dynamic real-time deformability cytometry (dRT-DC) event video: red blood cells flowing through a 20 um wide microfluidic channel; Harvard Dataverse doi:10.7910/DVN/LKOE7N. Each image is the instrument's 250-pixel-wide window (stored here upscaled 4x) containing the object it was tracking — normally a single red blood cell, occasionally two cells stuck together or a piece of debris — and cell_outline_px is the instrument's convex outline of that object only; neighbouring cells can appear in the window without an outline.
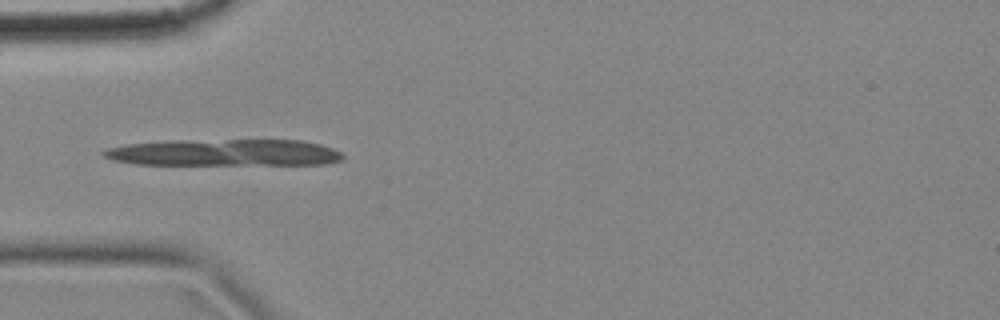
{"species": "common noctule bat (a hibernating species)", "species_latin": "Nyctalus noctula", "temperature_condition": "cold", "stored_images_in_passage": 10, "camera_frame_rate_fps": 3000, "um_per_image_px": 0.085, "animal": {"sex": "female", "body_mass_g": 18.4}, "frame": {"image": 1, "passage_image": 4, "time_ms": 1.0, "image_size_px": [1000, 320], "cell_outline_px": [[344, 160], [324, 164], [136, 164], [112, 160], [104, 156], [100, 152], [108, 148], [128, 144], [172, 140], [304, 140], [320, 144], [332, 148], [340, 152], [344, 156]], "centroid_in_image_um": [19.09, 12.97], "position_along_channel_um": 65.9, "area_um2": 37.22}}
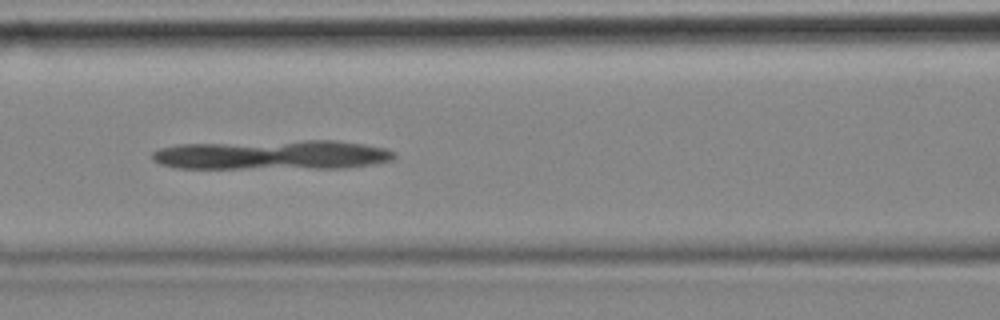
{"frame": {"image": 2, "passage_image": 6, "time_ms": 1.667, "image_size_px": [1000, 320], "cell_outline_px": [[396, 156], [392, 160], [372, 164], [348, 168], [176, 168], [160, 164], [152, 160], [152, 152], [160, 148], [176, 144], [304, 140], [336, 140], [364, 144], [384, 148], [396, 152]], "centroid_in_image_um": [23.15, 13.16], "position_along_channel_um": 143.5, "area_um2": 42.02}}
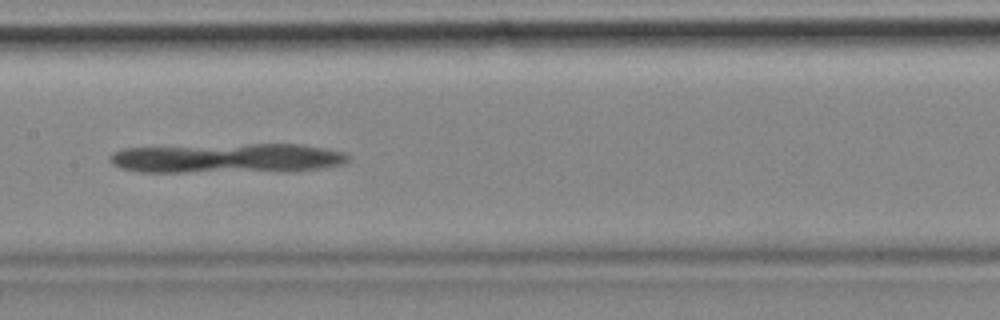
{"frame": {"image": 3, "passage_image": 7, "time_ms": 2.0, "image_size_px": [1000, 320], "cell_outline_px": [[348, 160], [344, 164], [296, 172], [140, 172], [120, 168], [112, 164], [108, 160], [108, 156], [112, 152], [124, 148], [252, 144], [300, 144], [324, 148], [344, 152], [348, 156]], "centroid_in_image_um": [19.33, 13.47], "position_along_channel_um": 188.1, "area_um2": 41.79}}